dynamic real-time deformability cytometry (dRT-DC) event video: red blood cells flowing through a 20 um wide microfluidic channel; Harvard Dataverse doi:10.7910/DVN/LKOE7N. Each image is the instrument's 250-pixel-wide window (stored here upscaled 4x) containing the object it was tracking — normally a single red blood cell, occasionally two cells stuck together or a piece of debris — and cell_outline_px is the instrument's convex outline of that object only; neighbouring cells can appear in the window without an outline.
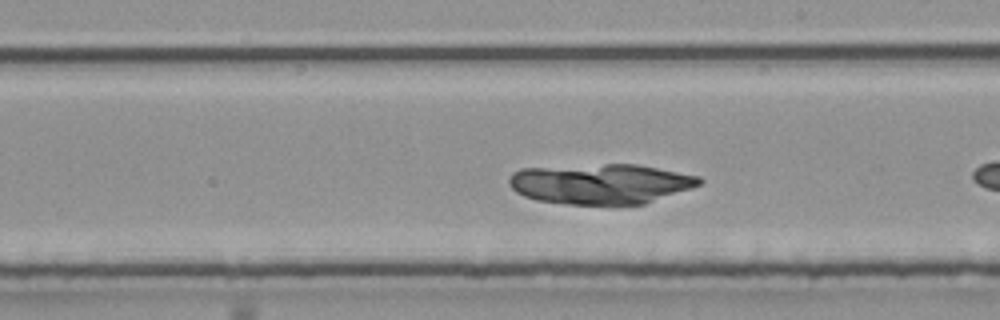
{"species": "common noctule bat (a hibernating species)", "species_latin": "Nyctalus noctula", "temperature_condition": "room temperature", "stored_images_in_passage": 15, "segment_of_instrument_passage": [2, 2], "camera_frame_rate_fps": 3000, "um_per_image_px": 0.085, "animal": {"sex": "male", "body_mass_g": 20.4}, "frame": {"image": 1, "passage_image": 13, "time_ms": 4.0, "image_size_px": [1000, 320], "cell_outline_px": [[704, 180], [700, 184], [692, 188], [644, 204], [568, 204], [536, 200], [524, 196], [516, 192], [508, 184], [508, 176], [512, 172], [520, 168], [604, 164], [636, 164], [700, 176]], "centroid_in_image_um": [51.02, 15.62], "position_along_channel_um": 238.0, "area_um2": 44.68}}